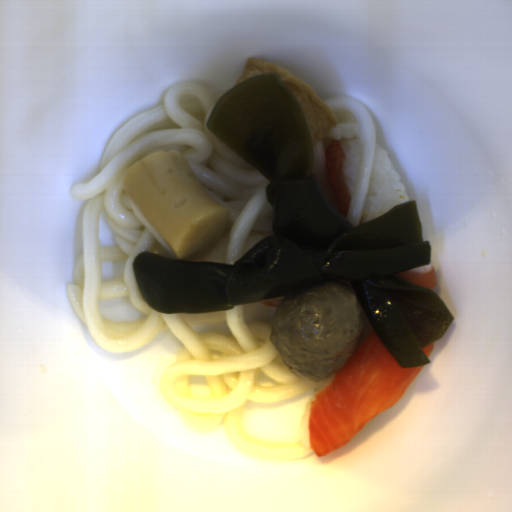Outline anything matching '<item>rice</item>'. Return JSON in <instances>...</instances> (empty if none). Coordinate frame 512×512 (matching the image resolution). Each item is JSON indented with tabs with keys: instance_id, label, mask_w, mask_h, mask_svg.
Here are the masks:
<instances>
[{
	"instance_id": "obj_1",
	"label": "rice",
	"mask_w": 512,
	"mask_h": 512,
	"mask_svg": "<svg viewBox=\"0 0 512 512\" xmlns=\"http://www.w3.org/2000/svg\"><path fill=\"white\" fill-rule=\"evenodd\" d=\"M411 201L406 185L388 156L387 149L374 145L373 163L359 224L376 219L398 204Z\"/></svg>"
},
{
	"instance_id": "obj_2",
	"label": "rice",
	"mask_w": 512,
	"mask_h": 512,
	"mask_svg": "<svg viewBox=\"0 0 512 512\" xmlns=\"http://www.w3.org/2000/svg\"><path fill=\"white\" fill-rule=\"evenodd\" d=\"M359 134V122L340 121L336 122V126L324 137V139L339 141L340 147L346 154L341 163V171L351 198L356 188L361 157Z\"/></svg>"
},
{
	"instance_id": "obj_3",
	"label": "rice",
	"mask_w": 512,
	"mask_h": 512,
	"mask_svg": "<svg viewBox=\"0 0 512 512\" xmlns=\"http://www.w3.org/2000/svg\"><path fill=\"white\" fill-rule=\"evenodd\" d=\"M315 393L313 396L308 399L303 407L304 413L301 415L300 420L298 422V439L305 448L308 450L311 449L310 442H309V412L311 410V402L315 400Z\"/></svg>"
}]
</instances>
